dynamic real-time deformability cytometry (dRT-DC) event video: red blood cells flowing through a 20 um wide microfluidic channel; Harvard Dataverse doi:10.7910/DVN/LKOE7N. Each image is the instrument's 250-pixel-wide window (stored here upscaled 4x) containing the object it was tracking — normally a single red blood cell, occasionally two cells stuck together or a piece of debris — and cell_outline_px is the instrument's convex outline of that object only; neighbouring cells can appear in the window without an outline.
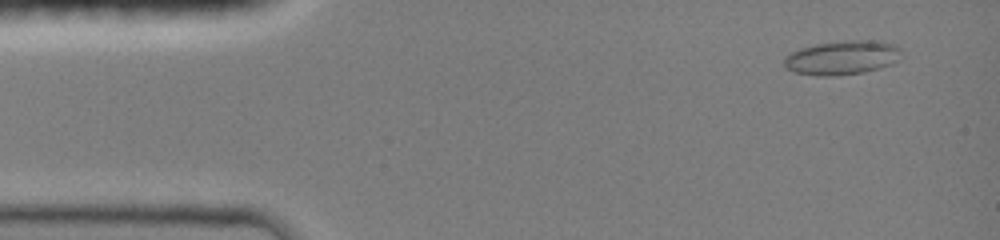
{"species": "common noctule bat (a hibernating species)", "species_latin": "Nyctalus noctula", "temperature_condition": "room temperature", "stored_images_in_passage": 7, "camera_frame_rate_fps": 3000, "um_per_image_px": 0.085, "animal": {"sex": "female", "body_mass_g": 19.0, "forearm_length_mm": 51.5}, "frame": {"image": 1, "passage_image": 2, "time_ms": 0.667, "image_size_px": [1000, 240], "cell_outline_px": [[900, 52], [896, 60], [880, 68], [864, 72], [832, 76], [816, 76], [796, 72], [788, 68], [784, 64], [784, 56], [788, 52], [800, 48], [816, 44], [844, 40], [880, 40], [896, 44], [900, 48]], "centroid_in_image_um": [71.55, 4.88], "position_along_channel_um": 13.4, "area_um2": 23.35}}
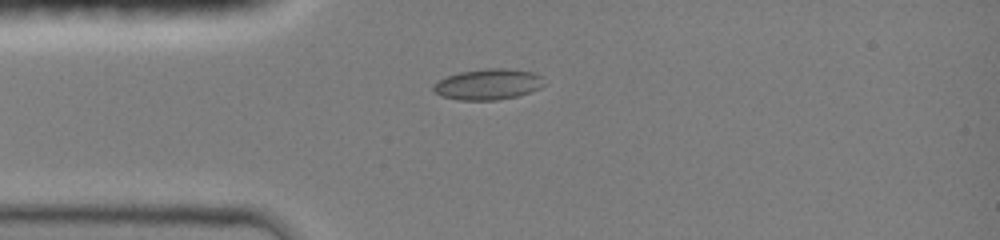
{"frame": {"image": 2, "passage_image": 5, "time_ms": 3.333, "image_size_px": [1000, 240], "cell_outline_px": [[544, 76], [540, 88], [516, 96], [496, 100], [460, 100], [440, 96], [432, 88], [432, 84], [448, 76], [460, 72], [484, 68], [504, 68], [532, 72]], "centroid_in_image_um": [41.46, 7.16], "position_along_channel_um": 43.5, "area_um2": 19.77}}
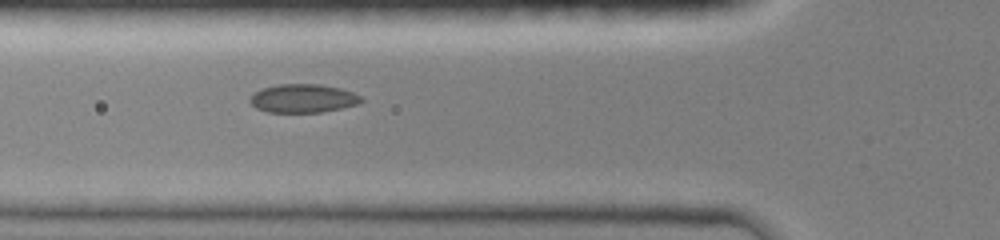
{"frame": {"image": 3, "passage_image": 7, "time_ms": 5.0, "image_size_px": [1000, 240], "cell_outline_px": [[364, 100], [356, 104], [340, 108], [320, 112], [268, 112], [256, 108], [248, 100], [256, 92], [264, 88], [276, 84], [320, 84], [340, 88], [352, 92], [360, 96]], "centroid_in_image_um": [25.75, 8.36], "position_along_channel_um": 100.1, "area_um2": 18.26}}